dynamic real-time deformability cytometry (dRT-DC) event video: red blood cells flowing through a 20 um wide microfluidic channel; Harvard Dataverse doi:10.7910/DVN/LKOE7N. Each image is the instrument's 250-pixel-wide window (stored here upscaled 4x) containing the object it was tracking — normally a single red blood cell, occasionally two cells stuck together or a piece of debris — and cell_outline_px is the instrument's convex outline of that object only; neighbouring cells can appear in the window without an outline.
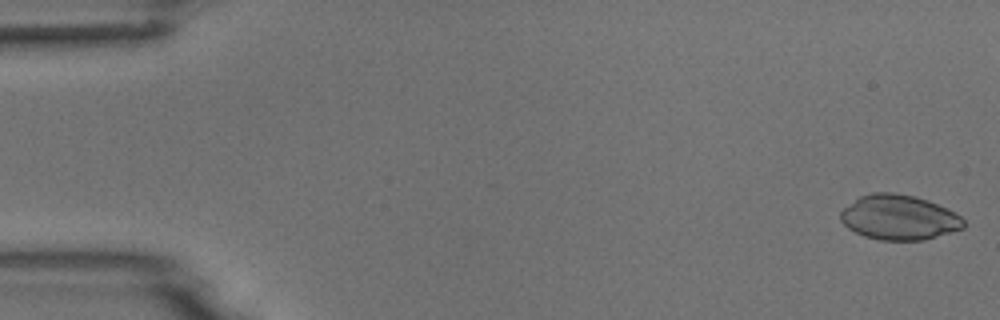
{"species": "common noctule bat (a hibernating species)", "species_latin": "Nyctalus noctula", "temperature_condition": "room temperature", "stored_images_in_passage": 4, "camera_frame_rate_fps": 3000, "um_per_image_px": 0.085, "animal": {"sex": "male", "body_mass_g": 18.8}, "frame": {"image": 1, "passage_image": 1, "time_ms": 0.0, "image_size_px": [1000, 320], "cell_outline_px": [[964, 228], [924, 240], [880, 240], [864, 236], [848, 228], [840, 220], [840, 212], [844, 208], [860, 196], [872, 192], [892, 192], [916, 196], [928, 200], [960, 216], [964, 220]], "centroid_in_image_um": [76.39, 18.48], "position_along_channel_um": 8.6, "area_um2": 32.02}}